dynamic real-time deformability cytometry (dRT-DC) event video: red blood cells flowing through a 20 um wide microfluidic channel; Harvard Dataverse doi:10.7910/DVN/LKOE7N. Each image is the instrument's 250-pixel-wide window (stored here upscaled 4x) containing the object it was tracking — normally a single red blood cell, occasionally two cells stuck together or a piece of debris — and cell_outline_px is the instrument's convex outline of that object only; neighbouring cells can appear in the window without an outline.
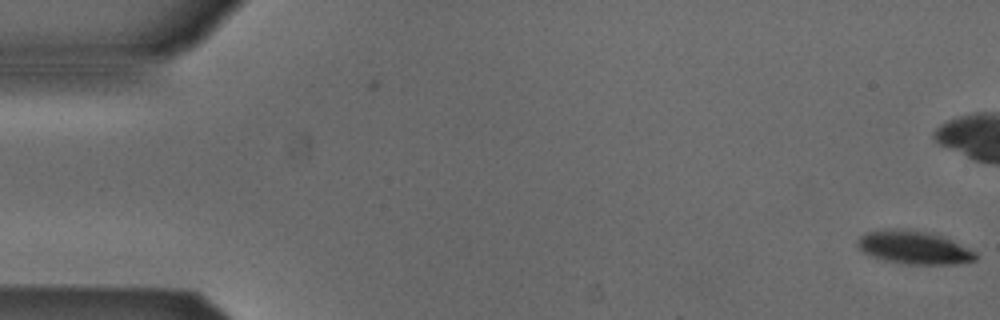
{"species": "Egyptian fruit bat (a non-hibernating species)", "species_latin": "Rousettus aegyptiacus", "temperature_condition": "cold", "stored_images_in_passage": 5, "camera_frame_rate_fps": 3000, "um_per_image_px": 0.085, "animal": {"sex": "male"}, "frame": {"image": 1, "passage_image": 5, "time_ms": 1.333, "image_size_px": [1000, 320], "cell_outline_px": [[976, 260], [956, 264], [908, 264], [888, 260], [872, 256], [864, 252], [856, 244], [860, 236], [864, 232], [884, 228], [908, 228], [928, 232], [952, 240], [976, 252]], "centroid_in_image_um": [77.66, 21.01], "position_along_channel_um": 7.3, "area_um2": 22.83}}